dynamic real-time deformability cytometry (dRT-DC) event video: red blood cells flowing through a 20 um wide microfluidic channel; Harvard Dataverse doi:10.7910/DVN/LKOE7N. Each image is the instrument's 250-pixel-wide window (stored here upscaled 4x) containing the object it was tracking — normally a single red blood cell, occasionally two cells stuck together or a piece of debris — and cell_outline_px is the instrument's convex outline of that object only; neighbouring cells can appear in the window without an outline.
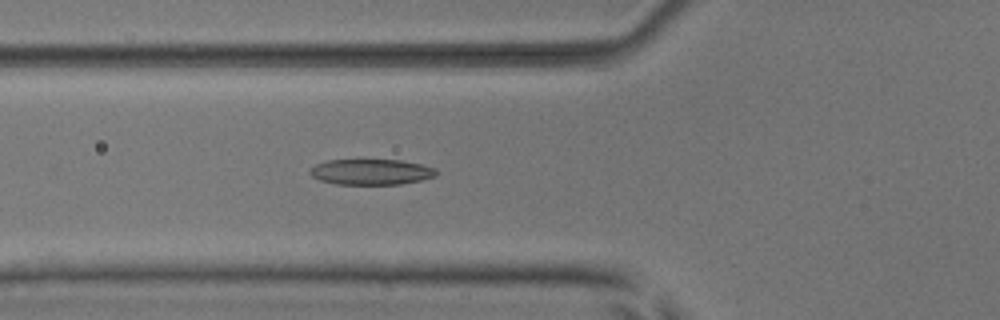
{"species": "common noctule bat (a hibernating species)", "species_latin": "Nyctalus noctula", "temperature_condition": "room temperature", "stored_images_in_passage": 8, "camera_frame_rate_fps": 3000, "um_per_image_px": 0.085, "animal": {"sex": "male", "body_mass_g": 17.9, "forearm_length_mm": 54.2}, "frame": {"image": 1, "passage_image": 8, "time_ms": 2.333, "image_size_px": [1000, 320], "cell_outline_px": [[436, 176], [420, 180], [400, 184], [336, 184], [320, 180], [312, 176], [308, 172], [316, 164], [328, 160], [400, 160], [420, 164], [436, 168]], "centroid_in_image_um": [31.54, 14.61], "position_along_channel_um": 94.3, "area_um2": 18.73}}